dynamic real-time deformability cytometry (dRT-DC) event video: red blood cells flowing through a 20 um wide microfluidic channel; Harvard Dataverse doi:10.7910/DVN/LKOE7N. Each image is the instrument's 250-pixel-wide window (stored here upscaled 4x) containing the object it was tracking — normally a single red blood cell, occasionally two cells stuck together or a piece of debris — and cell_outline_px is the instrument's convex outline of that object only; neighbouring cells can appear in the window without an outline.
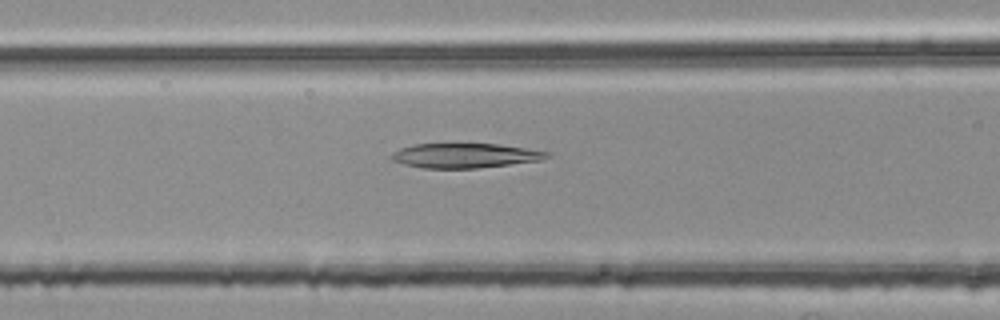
{"species": "common noctule bat (a hibernating species)", "species_latin": "Nyctalus noctula", "temperature_condition": "room temperature", "stored_images_in_passage": 33, "camera_frame_rate_fps": 3000, "um_per_image_px": 0.085, "animal": {"sex": "female", "body_mass_g": 25.1}, "frame": {"image": 1, "passage_image": 9, "time_ms": 2.667, "image_size_px": [1000, 320], "cell_outline_px": [[548, 156], [540, 160], [476, 168], [420, 168], [404, 164], [392, 160], [392, 152], [400, 148], [412, 144], [496, 144], [524, 148], [548, 152]], "centroid_in_image_um": [39.44, 13.22], "position_along_channel_um": 127.2, "area_um2": 21.91}}
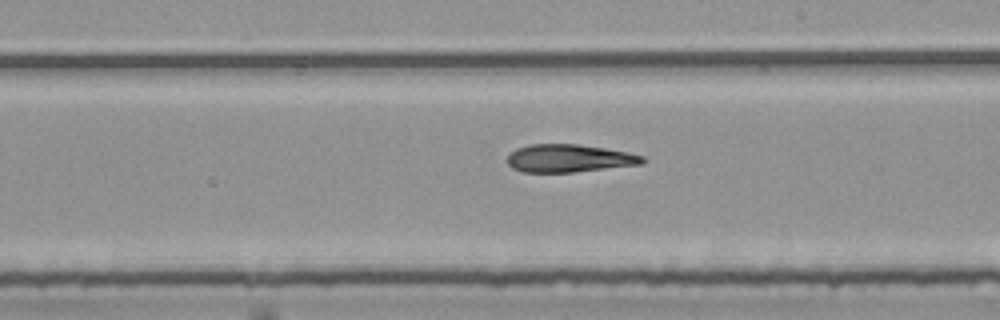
{"frame": {"image": 2, "passage_image": 18, "time_ms": 5.667, "image_size_px": [1000, 320], "cell_outline_px": [[648, 160], [644, 164], [572, 172], [524, 172], [512, 168], [508, 164], [508, 156], [516, 148], [528, 144], [576, 144], [604, 148], [628, 152], [644, 156]], "centroid_in_image_um": [48.41, 13.45], "position_along_channel_um": 240.6, "area_um2": 21.96}}
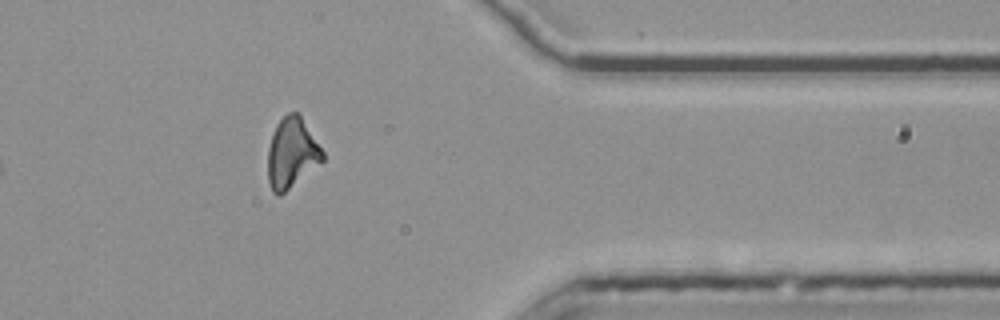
{"frame": {"image": 3, "passage_image": 31, "time_ms": 10.0, "image_size_px": [1000, 320], "cell_outline_px": [[324, 160], [280, 196], [276, 196], [272, 192], [268, 184], [268, 148], [276, 124], [288, 112], [296, 112], [300, 116], [324, 152]], "centroid_in_image_um": [24.78, 13.05], "position_along_channel_um": 386.6, "area_um2": 22.2}}